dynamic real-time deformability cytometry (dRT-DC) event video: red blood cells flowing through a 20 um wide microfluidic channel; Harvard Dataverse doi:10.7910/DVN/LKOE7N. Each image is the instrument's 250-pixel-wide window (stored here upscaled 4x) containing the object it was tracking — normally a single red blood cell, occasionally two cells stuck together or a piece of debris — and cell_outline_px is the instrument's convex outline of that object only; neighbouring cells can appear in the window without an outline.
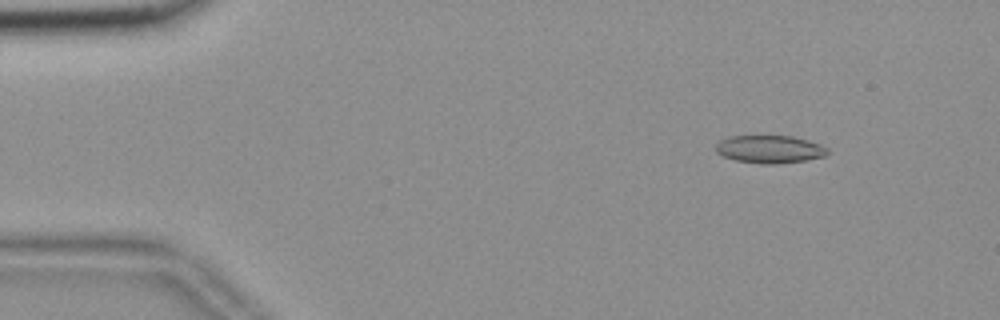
{"species": "common noctule bat (a hibernating species)", "species_latin": "Nyctalus noctula", "temperature_condition": "room temperature", "stored_images_in_passage": 56, "camera_frame_rate_fps": 3000, "um_per_image_px": 0.085, "animal": {"sex": "female", "body_mass_g": 18.4}, "frame": {"image": 1, "passage_image": 7, "time_ms": 2.0, "image_size_px": [1000, 320], "cell_outline_px": [[828, 152], [824, 156], [804, 160], [776, 164], [760, 164], [736, 160], [724, 156], [716, 152], [716, 144], [720, 140], [728, 136], [792, 136], [808, 140], [820, 144], [828, 148]], "centroid_in_image_um": [65.41, 12.68], "position_along_channel_um": 19.6, "area_um2": 18.03}}
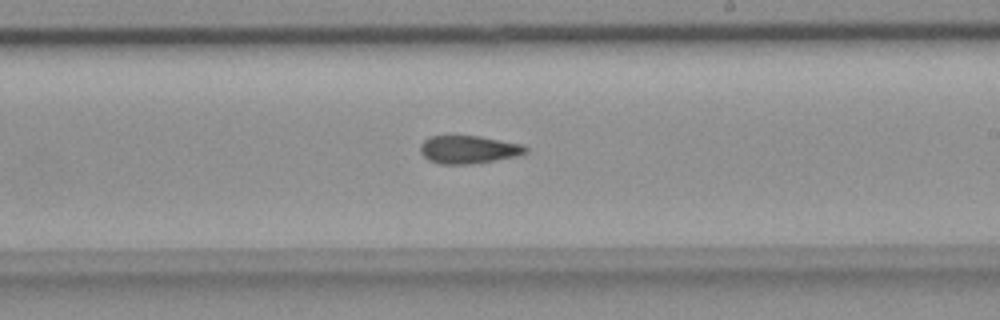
{"frame": {"image": 2, "passage_image": 33, "time_ms": 10.667, "image_size_px": [1000, 320], "cell_outline_px": [[528, 152], [516, 156], [468, 164], [440, 164], [428, 160], [420, 152], [420, 144], [428, 136], [480, 136], [524, 144], [528, 148]], "centroid_in_image_um": [39.82, 12.7], "position_along_channel_um": 249.2, "area_um2": 17.17}}
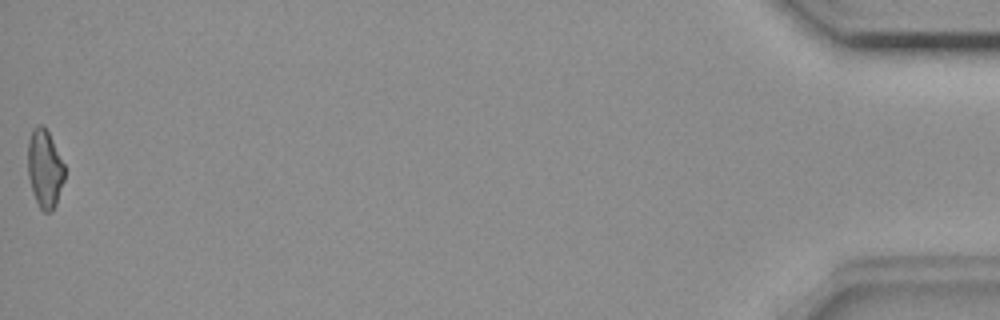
{"frame": {"image": 3, "passage_image": 56, "time_ms": 18.333, "image_size_px": [1000, 320], "cell_outline_px": [[64, 180], [56, 204], [52, 212], [44, 212], [40, 208], [36, 200], [28, 176], [28, 140], [32, 128], [40, 124], [44, 124], [64, 164]], "centroid_in_image_um": [3.8, 14.32], "position_along_channel_um": 431.4, "area_um2": 16.65}, "authors_computed_cell_mechanics": {"area_um2": 17.5423, "velocity_mm_per_s": 3.6735, "shape_relaxation_time_tau1_ms": null, "shape_relaxation_time_tau2_ms": 7.691, "deformation_change_tau1": null, "deformation_change_tau2": 0.1515}}